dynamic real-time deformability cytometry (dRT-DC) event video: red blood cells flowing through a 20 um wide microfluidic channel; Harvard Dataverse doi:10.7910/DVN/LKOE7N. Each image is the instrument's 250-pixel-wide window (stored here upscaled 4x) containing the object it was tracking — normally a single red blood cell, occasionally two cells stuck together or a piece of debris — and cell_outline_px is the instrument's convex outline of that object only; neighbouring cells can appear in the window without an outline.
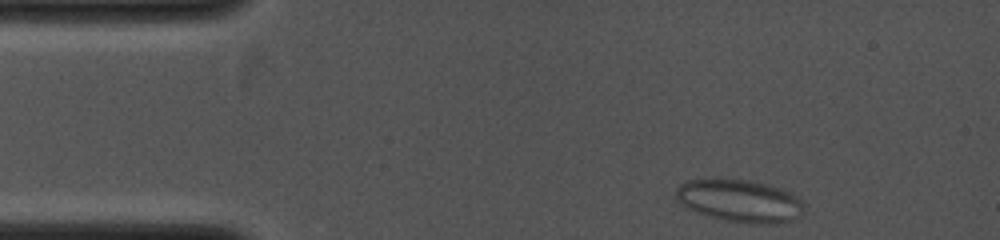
{"species": "common noctule bat (a hibernating species)", "species_latin": "Nyctalus noctula", "temperature_condition": "cold", "stored_images_in_passage": 15, "camera_frame_rate_fps": 4000, "um_per_image_px": 0.085, "animal": {"sex": "female", "body_mass_g": 19.0, "forearm_length_mm": 53.3}, "frame": {"image": 1, "passage_image": 1, "time_ms": 0.0, "image_size_px": [1000, 240], "cell_outline_px": [[804, 216], [792, 220], [776, 224], [752, 224], [728, 220], [708, 216], [696, 212], [688, 208], [676, 200], [676, 188], [680, 184], [688, 180], [748, 180], [768, 184], [780, 188], [804, 200]], "centroid_in_image_um": [62.94, 17.09], "position_along_channel_um": 22.1, "area_um2": 31.79}}
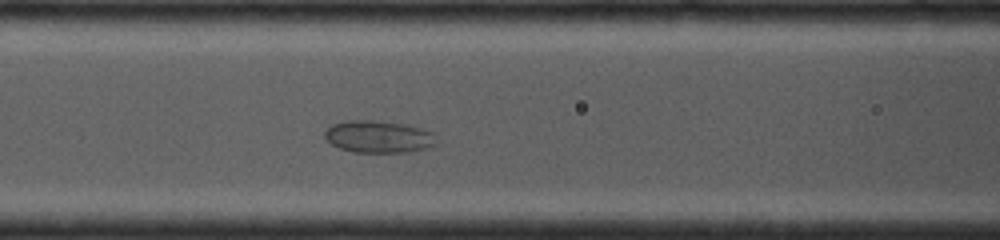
{"frame": {"image": 2, "passage_image": 11, "time_ms": 3.75, "image_size_px": [1000, 240], "cell_outline_px": [[436, 144], [428, 148], [408, 152], [352, 152], [340, 148], [332, 144], [324, 136], [324, 132], [332, 124], [348, 120], [372, 120], [408, 124], [432, 132]], "centroid_in_image_um": [32.17, 11.62], "position_along_channel_um": 134.4, "area_um2": 20.92}}
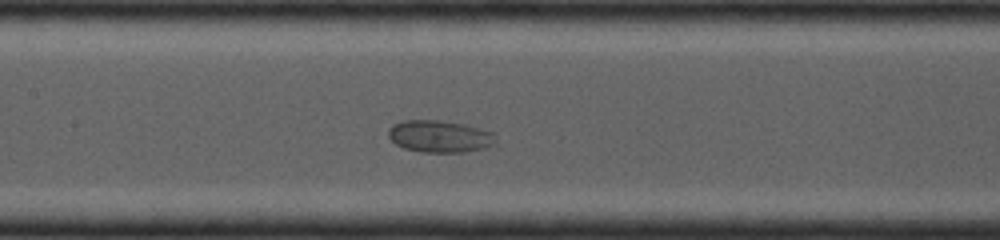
{"frame": {"image": 3, "passage_image": 13, "time_ms": 4.5, "image_size_px": [1000, 240], "cell_outline_px": [[496, 144], [484, 148], [464, 152], [420, 152], [404, 148], [396, 144], [388, 136], [388, 128], [392, 124], [404, 120], [440, 120], [464, 124], [496, 132]], "centroid_in_image_um": [37.4, 11.58], "position_along_channel_um": 170.0, "area_um2": 20.35}}